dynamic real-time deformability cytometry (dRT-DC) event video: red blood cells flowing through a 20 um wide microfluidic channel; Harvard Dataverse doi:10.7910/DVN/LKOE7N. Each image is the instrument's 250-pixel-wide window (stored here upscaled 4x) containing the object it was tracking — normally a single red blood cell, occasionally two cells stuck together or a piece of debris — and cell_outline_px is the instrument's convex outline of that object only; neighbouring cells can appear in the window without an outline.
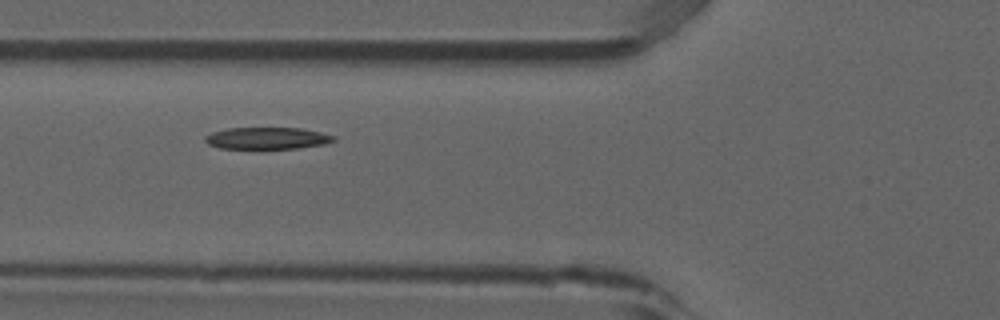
{"species": "common noctule bat (a hibernating species)", "species_latin": "Nyctalus noctula", "temperature_condition": "room temperature", "stored_images_in_passage": 7, "camera_frame_rate_fps": 3000, "um_per_image_px": 0.085, "animal": {"sex": "male", "forearm_length_mm": 52.5}, "frame": {"image": 1, "passage_image": 3, "time_ms": 0.667, "image_size_px": [1000, 320], "cell_outline_px": [[336, 140], [324, 144], [296, 148], [220, 148], [208, 144], [204, 140], [204, 136], [212, 132], [228, 128], [300, 128], [320, 132], [336, 136]], "centroid_in_image_um": [22.7, 11.74], "position_along_channel_um": 103.1, "area_um2": 16.24}}
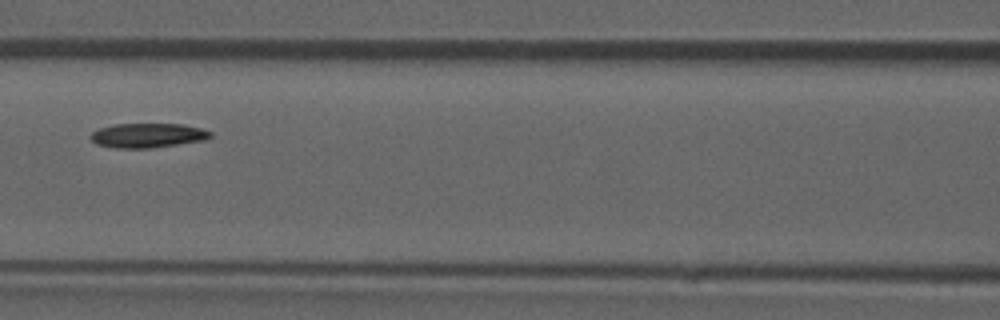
{"frame": {"image": 2, "passage_image": 4, "time_ms": 1.0, "image_size_px": [1000, 320], "cell_outline_px": [[212, 136], [204, 140], [152, 148], [116, 148], [96, 144], [88, 136], [92, 132], [100, 128], [116, 124], [184, 124], [200, 128], [212, 132]], "centroid_in_image_um": [12.54, 11.51], "position_along_channel_um": 154.1, "area_um2": 17.05}}